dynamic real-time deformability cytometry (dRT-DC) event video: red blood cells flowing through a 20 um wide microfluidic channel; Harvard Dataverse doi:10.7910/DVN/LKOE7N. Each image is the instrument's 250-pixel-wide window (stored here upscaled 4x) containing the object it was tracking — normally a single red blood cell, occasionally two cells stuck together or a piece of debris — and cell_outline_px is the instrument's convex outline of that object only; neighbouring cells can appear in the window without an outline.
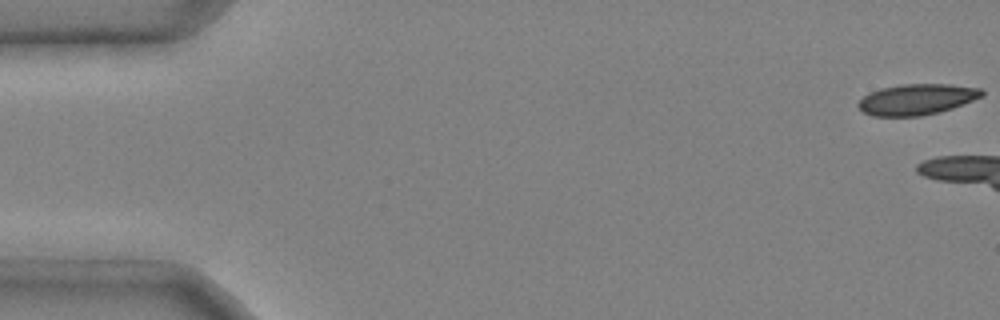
{"species": "common noctule bat (a hibernating species)", "species_latin": "Nyctalus noctula", "temperature_condition": "cold", "stored_images_in_passage": 8, "camera_frame_rate_fps": 3000, "um_per_image_px": 0.085, "animal": {"sex": "male", "body_mass_g": 20.4}, "frame": {"image": 1, "passage_image": 1, "time_ms": 0.0, "image_size_px": [1000, 320], "cell_outline_px": [[984, 96], [952, 108], [940, 112], [920, 116], [872, 116], [864, 112], [856, 104], [868, 92], [880, 88], [900, 84], [952, 84], [980, 88], [984, 92]], "centroid_in_image_um": [77.93, 8.44], "position_along_channel_um": 7.1, "area_um2": 22.37}}